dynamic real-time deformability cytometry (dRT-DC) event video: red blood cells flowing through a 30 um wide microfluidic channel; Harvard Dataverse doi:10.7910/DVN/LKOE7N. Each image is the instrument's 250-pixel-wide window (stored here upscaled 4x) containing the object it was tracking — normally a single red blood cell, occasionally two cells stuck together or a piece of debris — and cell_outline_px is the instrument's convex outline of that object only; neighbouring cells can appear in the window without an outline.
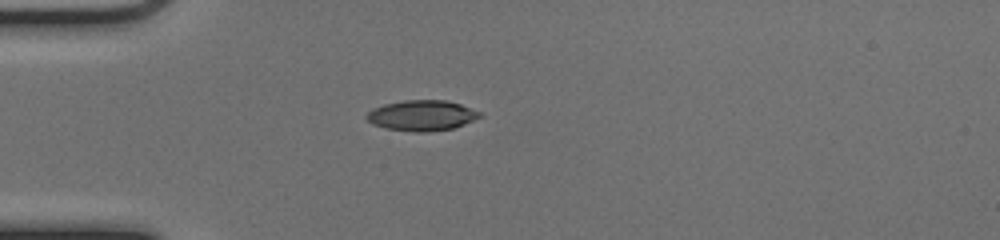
{"species": "common noctule bat (a hibernating species)", "species_latin": "Nyctalus noctula", "temperature_condition": "cold", "stored_images_in_passage": 38, "camera_frame_rate_fps": 3000, "um_per_image_px": 0.085, "animal": {"sex": "female", "body_mass_g": 17.0, "forearm_length_mm": 48.0}, "frame": {"image": 1, "passage_image": 1, "time_ms": 0.0, "image_size_px": [1000, 240], "cell_outline_px": [[480, 116], [464, 124], [452, 128], [428, 132], [412, 132], [384, 128], [372, 124], [364, 116], [372, 108], [384, 104], [404, 100], [444, 100], [460, 104], [480, 112]], "centroid_in_image_um": [35.79, 9.82], "position_along_channel_um": 49.2, "area_um2": 20.06}}
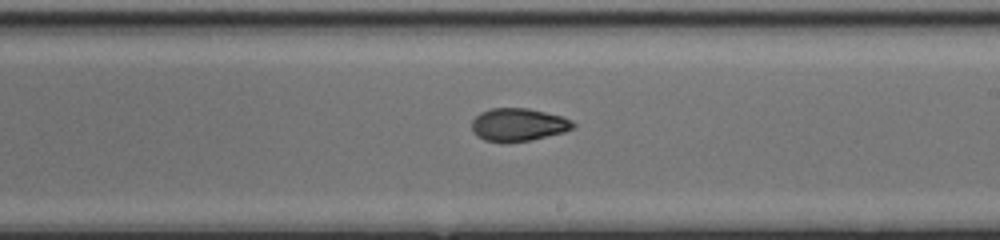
{"frame": {"image": 2, "passage_image": 17, "time_ms": 5.333, "image_size_px": [1000, 240], "cell_outline_px": [[576, 128], [564, 132], [532, 140], [504, 144], [484, 140], [476, 136], [472, 132], [472, 120], [480, 112], [492, 108], [528, 108], [560, 116], [572, 120], [576, 124]], "centroid_in_image_um": [44.04, 10.62], "position_along_channel_um": 245.0, "area_um2": 19.83}}
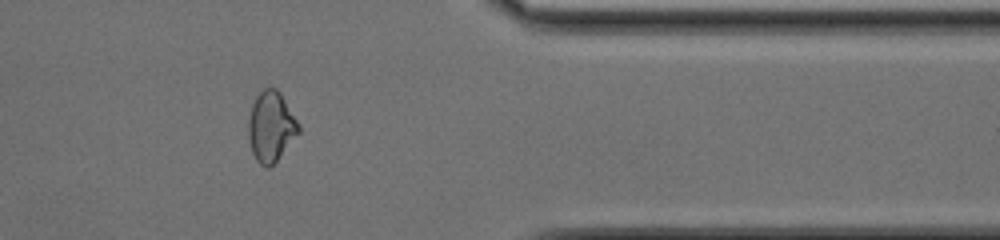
{"frame": {"image": 3, "passage_image": 29, "time_ms": 9.333, "image_size_px": [1000, 240], "cell_outline_px": [[300, 132], [276, 160], [268, 168], [264, 168], [256, 160], [252, 152], [248, 136], [248, 120], [252, 104], [256, 96], [264, 88], [276, 88], [280, 92], [300, 124]], "centroid_in_image_um": [23.03, 10.75], "position_along_channel_um": 388.4, "area_um2": 20.52}, "authors_computed_cell_mechanics": {"area_um2": 20.2589, "velocity_mm_per_s": 3.9763, "shape_relaxation_time_tau1_ms": 8.9566, "shape_relaxation_time_tau2_ms": 1.3361, "deformation_change_tau1": 0.2144, "deformation_change_tau2": 0.0528}}